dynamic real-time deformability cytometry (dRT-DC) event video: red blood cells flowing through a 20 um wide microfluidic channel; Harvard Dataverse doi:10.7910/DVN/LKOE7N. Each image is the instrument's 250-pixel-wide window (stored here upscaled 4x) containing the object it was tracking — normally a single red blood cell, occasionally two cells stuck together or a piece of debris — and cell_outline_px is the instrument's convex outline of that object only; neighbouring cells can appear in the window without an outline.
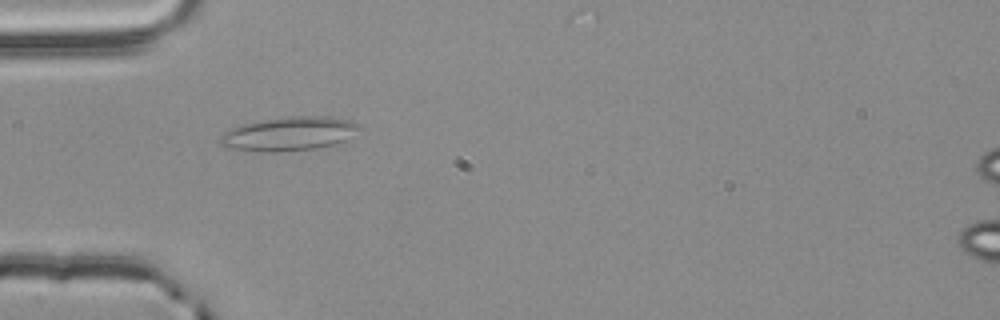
{"species": "common noctule bat (a hibernating species)", "species_latin": "Nyctalus noctula", "temperature_condition": "room temperature", "stored_images_in_passage": 41, "camera_frame_rate_fps": 3000, "um_per_image_px": 0.085, "animal": {"sex": "male", "body_mass_g": 20.4}, "frame": {"image": 1, "passage_image": 10, "time_ms": 3.0, "image_size_px": [1000, 320], "cell_outline_px": [[364, 128], [344, 140], [332, 144], [316, 148], [232, 148], [220, 144], [220, 136], [224, 132], [232, 128], [244, 124], [264, 120], [304, 116], [328, 116], [352, 120], [360, 124]], "centroid_in_image_um": [24.72, 11.3], "position_along_channel_um": 60.3, "area_um2": 25.72}}
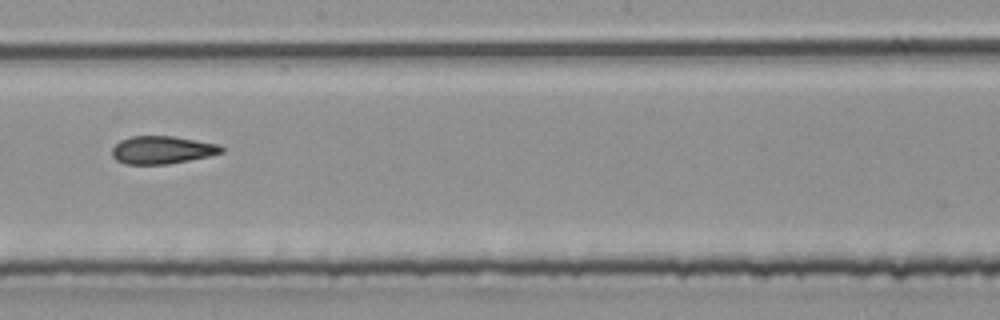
{"frame": {"image": 2, "passage_image": 24, "time_ms": 7.667, "image_size_px": [1000, 320], "cell_outline_px": [[224, 152], [208, 156], [168, 164], [124, 164], [116, 160], [112, 156], [112, 148], [120, 140], [132, 136], [172, 136], [220, 144], [224, 148]], "centroid_in_image_um": [13.77, 12.74], "position_along_channel_um": 234.4, "area_um2": 17.74}}
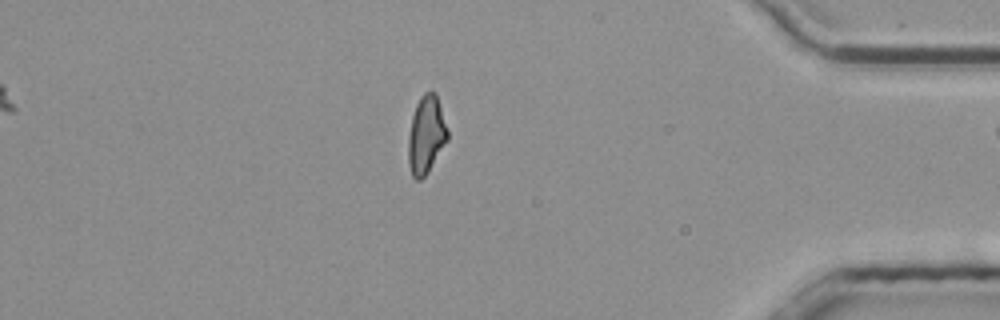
{"frame": {"image": 3, "passage_image": 40, "time_ms": 13.0, "image_size_px": [1000, 320], "cell_outline_px": [[448, 140], [428, 172], [420, 180], [416, 180], [412, 176], [408, 164], [408, 136], [412, 116], [416, 104], [420, 96], [424, 92], [436, 92], [448, 132]], "centroid_in_image_um": [36.21, 11.47], "position_along_channel_um": 399.0, "area_um2": 17.86}}